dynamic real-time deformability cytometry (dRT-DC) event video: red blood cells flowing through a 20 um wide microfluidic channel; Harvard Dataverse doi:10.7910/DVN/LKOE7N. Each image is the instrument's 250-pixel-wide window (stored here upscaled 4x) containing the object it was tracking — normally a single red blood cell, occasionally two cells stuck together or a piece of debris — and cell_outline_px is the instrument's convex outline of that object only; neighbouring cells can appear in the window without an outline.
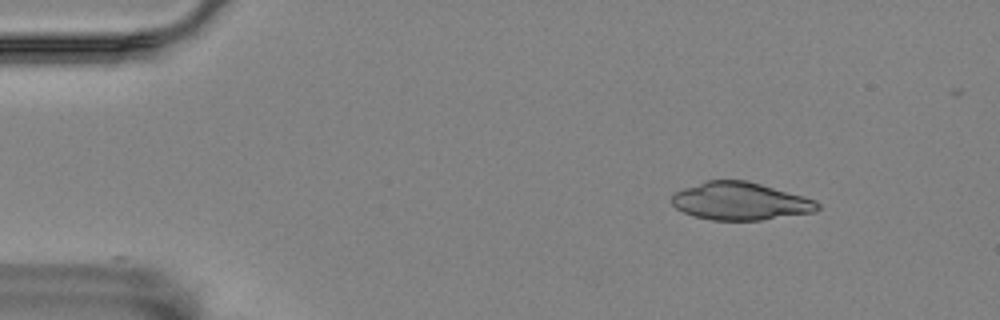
{"species": "Egyptian fruit bat (a non-hibernating species)", "species_latin": "Rousettus aegyptiacus", "temperature_condition": "room temperature", "stored_images_in_passage": 2, "camera_frame_rate_fps": 3000, "um_per_image_px": 0.085, "animal": {"sex": "female"}, "frame": {"image": 1, "passage_image": 1, "time_ms": 0.0, "image_size_px": [1000, 320], "cell_outline_px": [[820, 208], [816, 212], [760, 220], [712, 220], [696, 216], [684, 212], [676, 208], [672, 204], [672, 196], [676, 192], [684, 188], [708, 180], [748, 180], [804, 196], [816, 200], [820, 204]], "centroid_in_image_um": [62.97, 17.1], "position_along_channel_um": 22.0, "area_um2": 32.02}}